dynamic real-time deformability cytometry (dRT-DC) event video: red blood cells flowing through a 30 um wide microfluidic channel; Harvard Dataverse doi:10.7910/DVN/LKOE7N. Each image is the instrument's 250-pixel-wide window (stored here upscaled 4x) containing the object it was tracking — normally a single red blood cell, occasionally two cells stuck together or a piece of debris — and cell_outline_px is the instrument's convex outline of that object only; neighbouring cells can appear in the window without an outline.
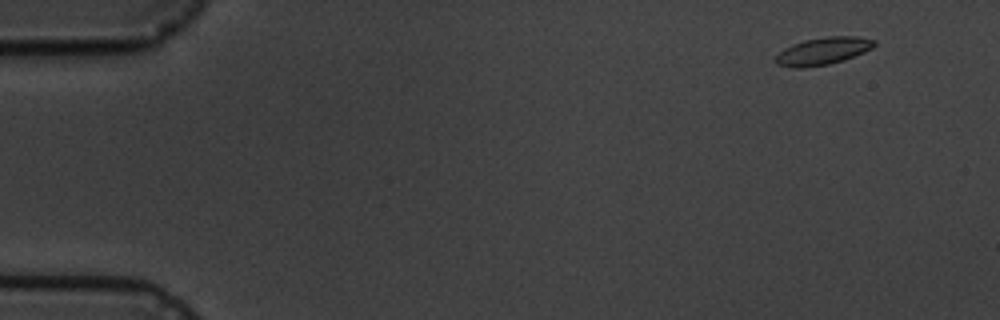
{"species": "common noctule bat (a hibernating species)", "species_latin": "Nyctalus noctula", "temperature_condition": "cold", "stored_images_in_passage": 6, "camera_frame_rate_fps": 3000, "um_per_image_px": 0.085, "animal": {"sex": "male", "body_mass_g": 19.5, "forearm_length_mm": 54.6}, "frame": {"image": 1, "passage_image": 1, "time_ms": 0.0, "image_size_px": [1000, 320], "cell_outline_px": [[876, 44], [872, 48], [864, 52], [844, 60], [828, 64], [804, 68], [792, 68], [776, 64], [772, 60], [784, 48], [792, 44], [804, 40], [828, 36], [856, 36], [876, 40]], "centroid_in_image_um": [69.92, 4.34], "position_along_channel_um": 15.1, "area_um2": 15.9}}
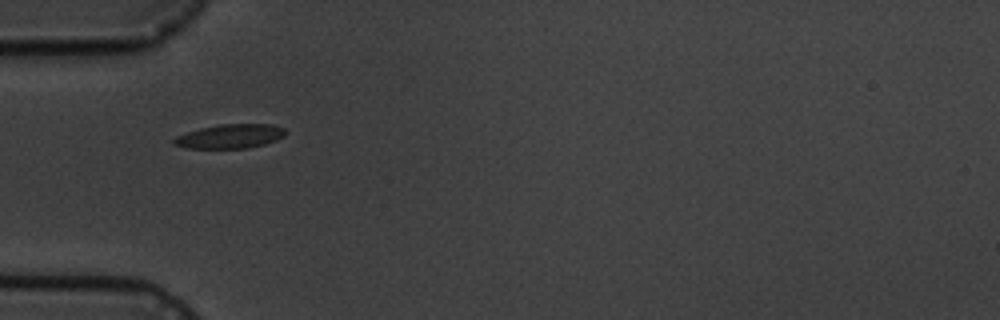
{"frame": {"image": 2, "passage_image": 5, "time_ms": 4.667, "image_size_px": [1000, 320], "cell_outline_px": [[284, 136], [276, 140], [264, 144], [248, 148], [188, 148], [172, 144], [172, 140], [176, 136], [200, 128], [220, 124], [272, 124], [284, 128]], "centroid_in_image_um": [19.54, 11.58], "position_along_channel_um": 65.5, "area_um2": 15.61}}
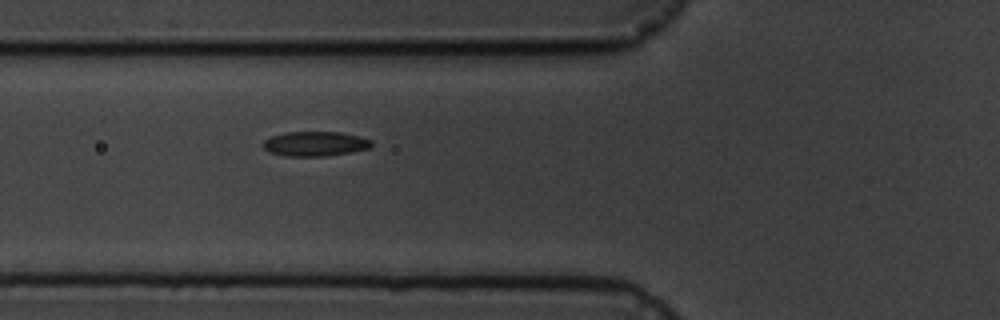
{"frame": {"image": 3, "passage_image": 6, "time_ms": 5.667, "image_size_px": [1000, 320], "cell_outline_px": [[372, 148], [352, 152], [324, 156], [284, 156], [268, 152], [260, 144], [264, 140], [272, 136], [284, 132], [340, 132], [360, 136], [372, 140]], "centroid_in_image_um": [26.78, 12.22], "position_along_channel_um": 99.0, "area_um2": 15.84}}